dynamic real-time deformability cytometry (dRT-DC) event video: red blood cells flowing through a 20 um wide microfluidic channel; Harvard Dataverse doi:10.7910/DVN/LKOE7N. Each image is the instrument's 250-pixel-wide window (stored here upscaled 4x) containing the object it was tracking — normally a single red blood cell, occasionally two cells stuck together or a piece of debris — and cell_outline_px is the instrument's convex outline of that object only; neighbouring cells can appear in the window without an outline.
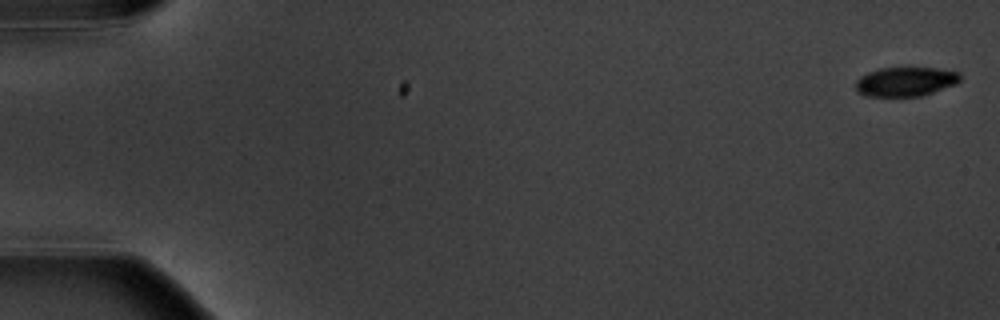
{"species": "common noctule bat (a hibernating species)", "species_latin": "Nyctalus noctula", "temperature_condition": "warm", "stored_images_in_passage": 5, "camera_frame_rate_fps": 3000, "um_per_image_px": 0.085, "animal": {"sex": "male", "body_mass_g": 20.1, "forearm_length_mm": 53.5}, "frame": {"image": 1, "passage_image": 1, "time_ms": 0.0, "image_size_px": [1000, 320], "cell_outline_px": [[960, 80], [956, 84], [920, 96], [864, 96], [856, 88], [856, 80], [860, 76], [868, 72], [880, 68], [936, 68], [960, 72]], "centroid_in_image_um": [76.97, 6.93], "position_along_channel_um": 8.0, "area_um2": 17.69}}
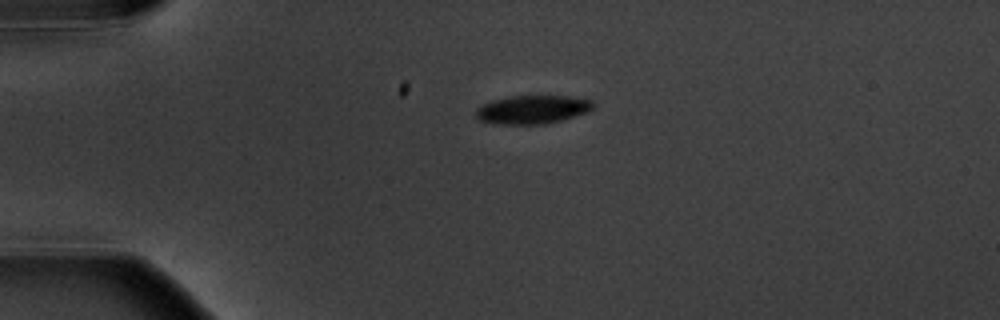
{"frame": {"image": 2, "passage_image": 4, "time_ms": 4.333, "image_size_px": [1000, 320], "cell_outline_px": [[592, 108], [588, 112], [560, 120], [544, 124], [492, 124], [480, 120], [476, 116], [476, 108], [480, 104], [488, 100], [508, 96], [568, 96], [592, 100]], "centroid_in_image_um": [45.17, 9.3], "position_along_channel_um": 39.8, "area_um2": 19.59}}